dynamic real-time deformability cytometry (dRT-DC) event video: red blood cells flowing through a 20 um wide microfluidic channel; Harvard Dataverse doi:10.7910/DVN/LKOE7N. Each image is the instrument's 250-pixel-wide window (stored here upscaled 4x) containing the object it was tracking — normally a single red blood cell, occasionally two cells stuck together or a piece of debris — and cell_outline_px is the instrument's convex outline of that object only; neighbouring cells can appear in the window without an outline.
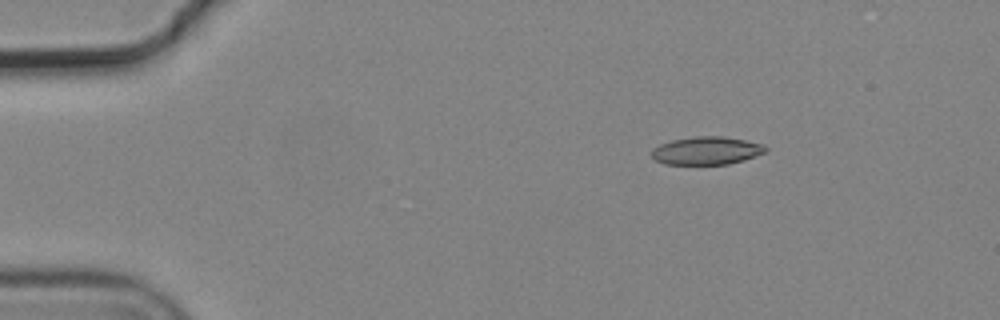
{"species": "common noctule bat (a hibernating species)", "species_latin": "Nyctalus noctula", "temperature_condition": "cold", "stored_images_in_passage": 10, "camera_frame_rate_fps": 3000, "um_per_image_px": 0.085, "animal": {"sex": "male", "body_mass_g": 19.2, "forearm_length_mm": 51.8}, "frame": {"image": 1, "passage_image": 3, "time_ms": 0.667, "image_size_px": [1000, 320], "cell_outline_px": [[768, 152], [744, 160], [728, 164], [664, 164], [656, 160], [652, 156], [652, 148], [660, 144], [672, 140], [696, 136], [720, 136], [744, 140], [764, 144], [768, 148]], "centroid_in_image_um": [60.09, 12.8], "position_along_channel_um": 24.9, "area_um2": 18.61}}
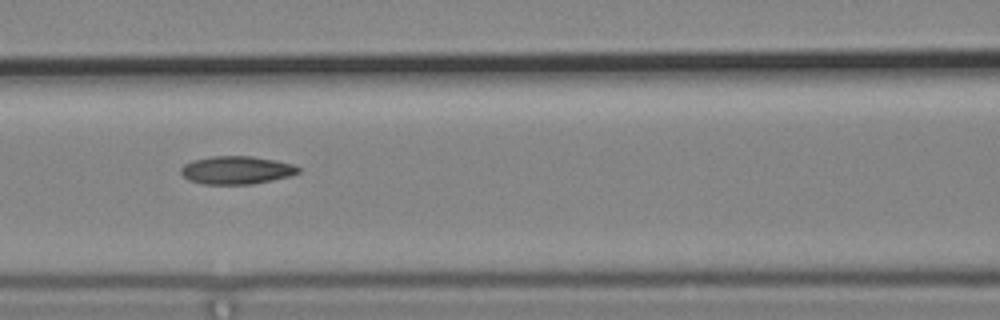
{"frame": {"image": 2, "passage_image": 7, "time_ms": 2.0, "image_size_px": [1000, 320], "cell_outline_px": [[300, 172], [292, 176], [252, 184], [204, 184], [188, 180], [180, 172], [180, 168], [184, 164], [192, 160], [212, 156], [252, 156], [276, 160], [296, 164], [300, 168]], "centroid_in_image_um": [20.13, 14.45], "position_along_channel_um": 146.5, "area_um2": 19.42}}
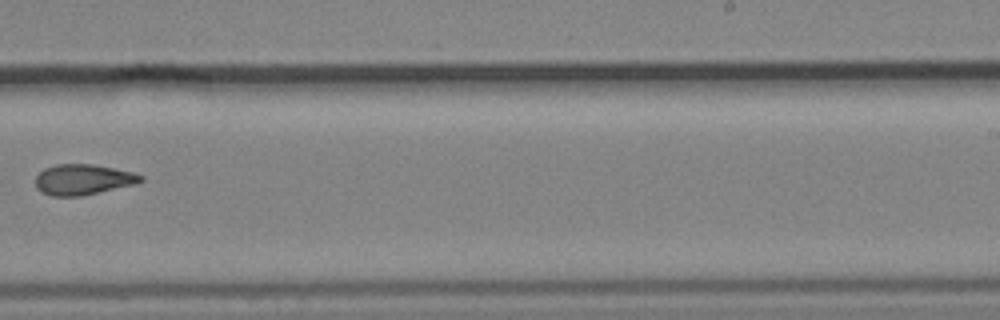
{"frame": {"image": 3, "passage_image": 10, "time_ms": 3.0, "image_size_px": [1000, 320], "cell_outline_px": [[144, 180], [136, 184], [100, 192], [80, 196], [52, 196], [40, 192], [36, 188], [36, 176], [44, 168], [56, 164], [92, 164], [132, 172], [144, 176]], "centroid_in_image_um": [7.05, 15.27], "position_along_channel_um": 282.0, "area_um2": 18.79}}